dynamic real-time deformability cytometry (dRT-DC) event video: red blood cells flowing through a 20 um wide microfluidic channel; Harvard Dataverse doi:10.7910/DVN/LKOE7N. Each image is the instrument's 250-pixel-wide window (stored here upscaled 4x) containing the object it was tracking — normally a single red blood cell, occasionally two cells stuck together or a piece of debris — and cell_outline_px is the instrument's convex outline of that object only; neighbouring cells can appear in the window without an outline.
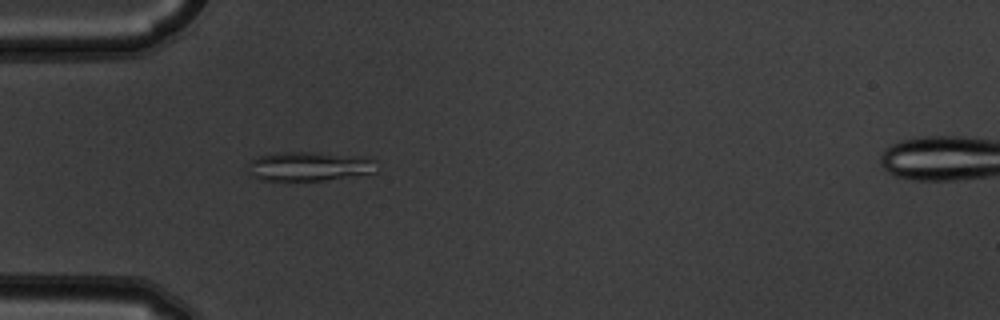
{"species": "common noctule bat (a hibernating species)", "species_latin": "Nyctalus noctula", "temperature_condition": "warm", "stored_images_in_passage": 5, "camera_frame_rate_fps": 3000, "um_per_image_px": 0.085, "animal": {"sex": "male", "body_mass_g": 19.5, "forearm_length_mm": 54.6}, "frame": {"image": 1, "passage_image": 4, "time_ms": 1.0, "image_size_px": [1000, 320], "cell_outline_px": [[376, 172], [324, 180], [260, 180], [248, 176], [248, 164], [256, 156], [276, 152], [316, 152], [368, 156], [372, 160]], "centroid_in_image_um": [26.21, 14.12], "position_along_channel_um": 58.8, "area_um2": 22.14}}